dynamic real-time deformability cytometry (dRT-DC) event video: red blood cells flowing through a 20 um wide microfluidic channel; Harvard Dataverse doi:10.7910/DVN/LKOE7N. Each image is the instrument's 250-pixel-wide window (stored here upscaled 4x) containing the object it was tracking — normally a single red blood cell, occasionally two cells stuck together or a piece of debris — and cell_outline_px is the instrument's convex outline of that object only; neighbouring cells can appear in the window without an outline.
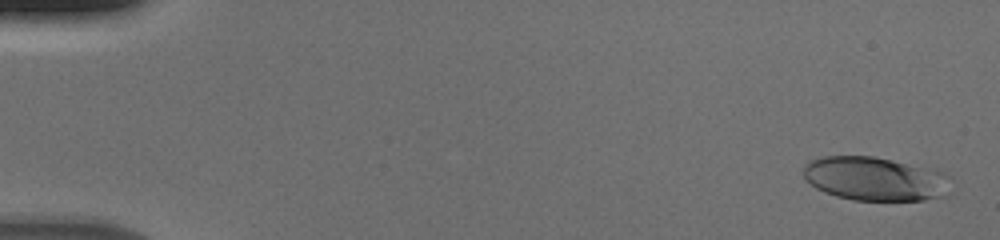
{"species": "human", "species_latin": "Homo sapiens", "temperature_condition": "cold", "stored_images_in_passage": 53, "camera_frame_rate_fps": 3000, "um_per_image_px": 0.085, "donor": {"sex": "male"}, "frame": {"image": 1, "passage_image": 2, "time_ms": 0.333, "image_size_px": [1000, 240], "cell_outline_px": [[936, 196], [924, 200], [852, 200], [836, 196], [824, 192], [816, 188], [804, 176], [804, 164], [812, 160], [824, 156], [872, 156], [892, 160], [916, 168]], "centroid_in_image_um": [73.69, 15.19], "position_along_channel_um": 11.3, "area_um2": 32.95}}
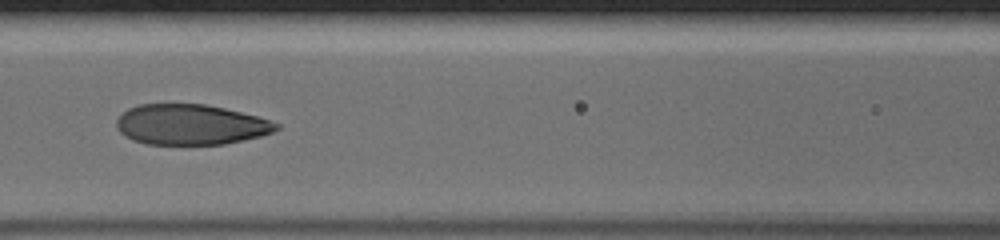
{"frame": {"image": 2, "passage_image": 25, "time_ms": 8.0, "image_size_px": [1000, 240], "cell_outline_px": [[280, 128], [272, 132], [260, 136], [244, 140], [224, 144], [144, 144], [132, 140], [124, 136], [116, 128], [116, 120], [128, 108], [140, 104], [204, 104], [224, 108], [260, 116], [280, 124]], "centroid_in_image_um": [16.21, 10.59], "position_along_channel_um": 150.4, "area_um2": 37.8}}
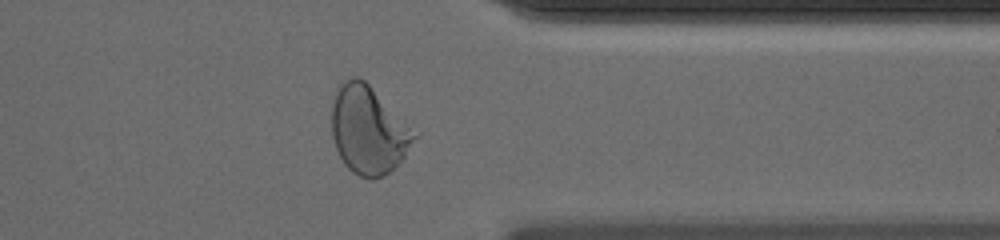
{"frame": {"image": 3, "passage_image": 43, "time_ms": 14.0, "image_size_px": [1000, 240], "cell_outline_px": [[420, 132], [404, 156], [384, 176], [372, 180], [360, 176], [352, 172], [344, 164], [336, 148], [332, 136], [332, 104], [336, 88], [344, 80], [352, 76], [360, 76]], "centroid_in_image_um": [31.33, 11.02], "position_along_channel_um": 380.1, "area_um2": 42.77}}